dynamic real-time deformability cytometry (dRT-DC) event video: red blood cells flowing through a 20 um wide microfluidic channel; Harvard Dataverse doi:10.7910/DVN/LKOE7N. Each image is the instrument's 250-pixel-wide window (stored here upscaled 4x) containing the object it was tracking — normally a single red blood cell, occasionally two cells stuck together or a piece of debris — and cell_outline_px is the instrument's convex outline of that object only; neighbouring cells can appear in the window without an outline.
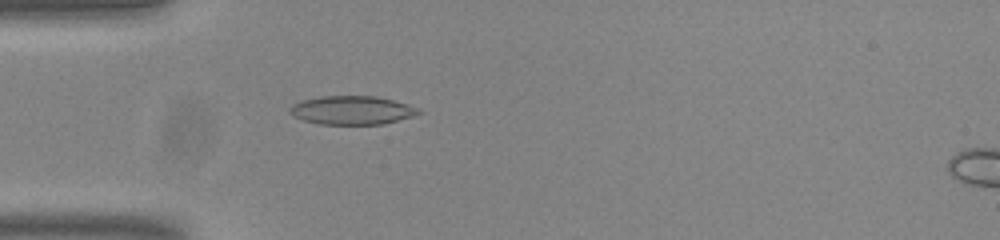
{"species": "common noctule bat (a hibernating species)", "species_latin": "Nyctalus noctula", "temperature_condition": "room temperature", "stored_images_in_passage": 53, "camera_frame_rate_fps": 3000, "um_per_image_px": 0.085, "animal": {"sex": "male", "body_mass_g": 20.0, "forearm_length_mm": 53.3}, "frame": {"image": 1, "passage_image": 16, "time_ms": 5.0, "image_size_px": [1000, 240], "cell_outline_px": [[424, 112], [412, 116], [380, 124], [320, 124], [304, 120], [288, 112], [288, 108], [292, 104], [300, 100], [320, 96], [376, 96], [392, 100], [420, 108]], "centroid_in_image_um": [29.89, 9.36], "position_along_channel_um": 55.1, "area_um2": 21.39}}
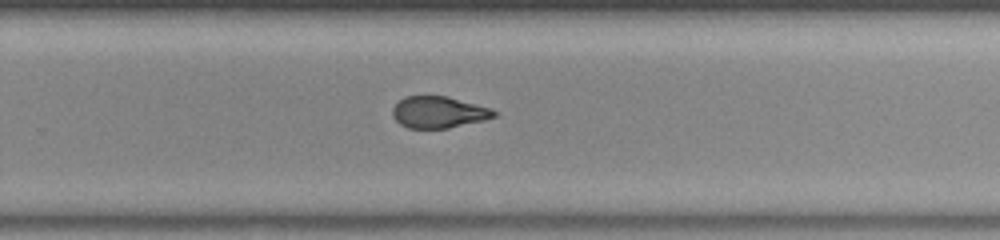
{"frame": {"image": 2, "passage_image": 35, "time_ms": 11.333, "image_size_px": [1000, 240], "cell_outline_px": [[496, 116], [484, 120], [448, 128], [408, 128], [400, 124], [392, 116], [392, 108], [404, 96], [448, 96], [488, 108], [496, 112]], "centroid_in_image_um": [37.24, 9.54], "position_along_channel_um": 292.6, "area_um2": 18.5}}
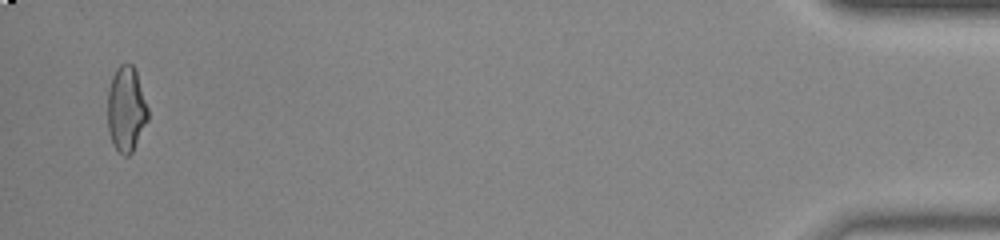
{"frame": {"image": 3, "passage_image": 52, "time_ms": 17.0, "image_size_px": [1000, 240], "cell_outline_px": [[148, 120], [132, 152], [128, 156], [124, 156], [112, 144], [108, 128], [108, 88], [112, 76], [116, 68], [120, 64], [132, 64], [136, 72], [148, 108]], "centroid_in_image_um": [10.72, 9.28], "position_along_channel_um": 424.5, "area_um2": 19.94}, "authors_computed_cell_mechanics": {"area_um2": 19.8832, "velocity_mm_per_s": 3.8492, "shape_relaxation_time_tau1_ms": null, "shape_relaxation_time_tau2_ms": 1.4701, "deformation_change_tau1": null, "deformation_change_tau2": 0.0823}}